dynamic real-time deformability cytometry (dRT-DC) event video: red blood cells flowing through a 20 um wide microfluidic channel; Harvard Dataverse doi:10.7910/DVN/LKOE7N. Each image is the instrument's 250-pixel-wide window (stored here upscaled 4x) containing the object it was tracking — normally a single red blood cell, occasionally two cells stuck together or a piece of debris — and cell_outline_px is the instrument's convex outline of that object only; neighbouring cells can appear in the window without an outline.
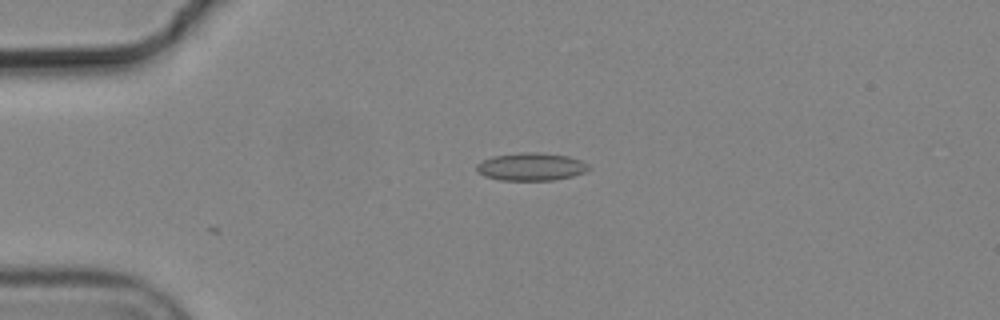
{"species": "common noctule bat (a hibernating species)", "species_latin": "Nyctalus noctula", "temperature_condition": "cold", "stored_images_in_passage": 8, "camera_frame_rate_fps": 3000, "um_per_image_px": 0.085, "animal": {"sex": "male", "body_mass_g": 19.2, "forearm_length_mm": 51.8}, "frame": {"image": 1, "passage_image": 1, "time_ms": 0.0, "image_size_px": [1000, 320], "cell_outline_px": [[592, 168], [584, 172], [572, 176], [552, 180], [500, 180], [484, 176], [476, 168], [476, 164], [492, 156], [520, 152], [532, 152], [568, 156], [580, 160], [588, 164]], "centroid_in_image_um": [45.15, 14.17], "position_along_channel_um": 39.9, "area_um2": 18.03}}
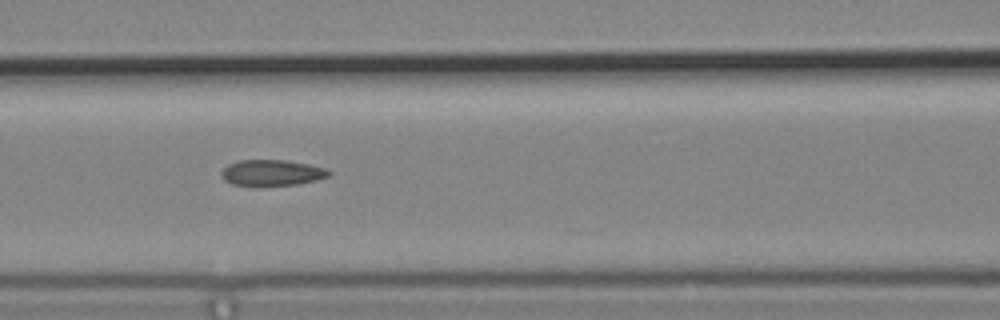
{"frame": {"image": 2, "passage_image": 4, "time_ms": 1.0, "image_size_px": [1000, 320], "cell_outline_px": [[332, 172], [328, 176], [316, 180], [296, 184], [232, 184], [224, 180], [220, 176], [220, 172], [228, 164], [240, 160], [284, 160], [308, 164], [324, 168]], "centroid_in_image_um": [23.09, 14.66], "position_along_channel_um": 143.5, "area_um2": 15.78}}
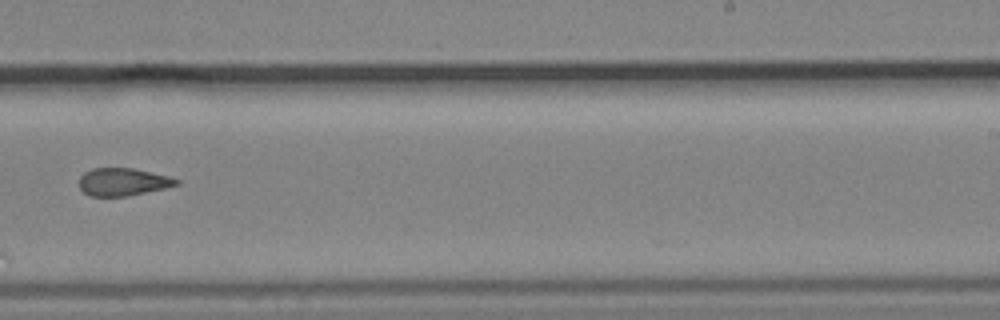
{"frame": {"image": 3, "passage_image": 7, "time_ms": 2.0, "image_size_px": [1000, 320], "cell_outline_px": [[180, 184], [164, 188], [128, 196], [88, 196], [80, 188], [80, 176], [84, 172], [92, 168], [132, 168], [168, 176], [180, 180]], "centroid_in_image_um": [10.43, 15.46], "position_along_channel_um": 278.6, "area_um2": 15.61}}